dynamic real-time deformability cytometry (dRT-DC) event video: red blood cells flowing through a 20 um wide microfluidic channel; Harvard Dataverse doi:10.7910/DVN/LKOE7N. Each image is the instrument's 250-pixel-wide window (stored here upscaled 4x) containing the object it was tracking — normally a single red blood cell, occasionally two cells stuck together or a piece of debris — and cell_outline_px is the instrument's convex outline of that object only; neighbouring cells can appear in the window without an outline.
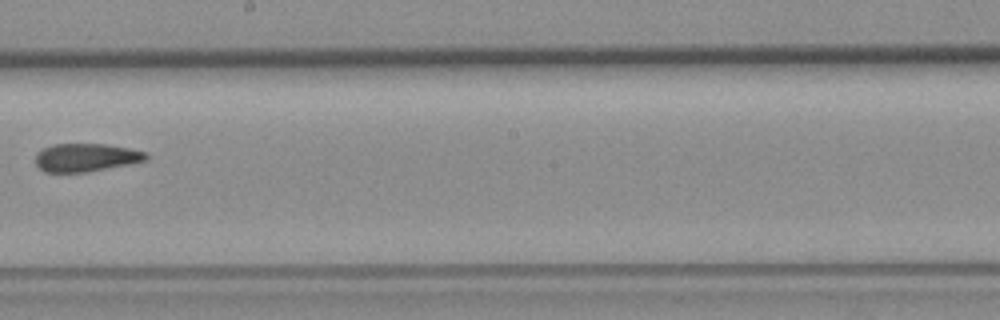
{"species": "common noctule bat (a hibernating species)", "species_latin": "Nyctalus noctula", "temperature_condition": "room temperature", "stored_images_in_passage": 8, "camera_frame_rate_fps": 3000, "um_per_image_px": 0.085, "animal": {"sex": "female", "body_mass_g": 19.3, "forearm_length_mm": 54.1}, "frame": {"image": 1, "passage_image": 8, "time_ms": 9.0, "image_size_px": [1000, 320], "cell_outline_px": [[148, 160], [132, 164], [88, 172], [44, 172], [36, 164], [36, 156], [44, 148], [52, 144], [104, 144], [128, 148], [148, 152]], "centroid_in_image_um": [7.37, 13.39], "position_along_channel_um": 240.8, "area_um2": 18.21}}